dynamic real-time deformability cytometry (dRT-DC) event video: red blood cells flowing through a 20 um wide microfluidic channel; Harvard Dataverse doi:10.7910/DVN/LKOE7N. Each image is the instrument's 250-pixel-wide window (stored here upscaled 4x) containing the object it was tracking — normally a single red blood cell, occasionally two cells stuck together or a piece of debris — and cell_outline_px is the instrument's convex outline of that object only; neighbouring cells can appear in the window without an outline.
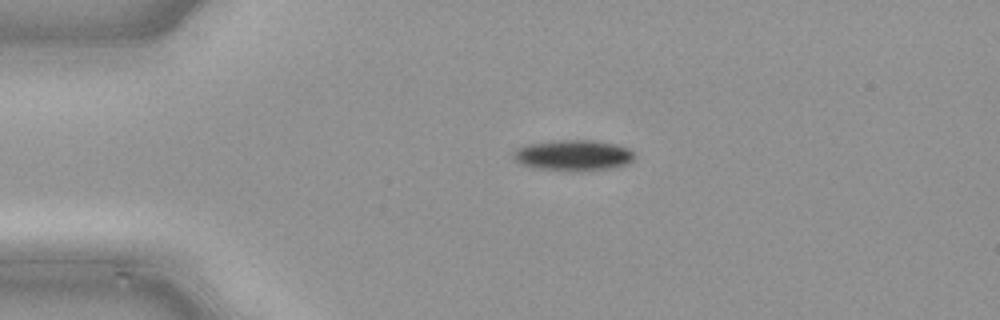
{"species": "common noctule bat (a hibernating species)", "species_latin": "Nyctalus noctula", "temperature_condition": "cold", "stored_images_in_passage": 44, "camera_frame_rate_fps": 3000, "um_per_image_px": 0.085, "animal": {"sex": "male", "body_mass_g": 21.5, "forearm_length_mm": 52.0}, "frame": {"image": 1, "passage_image": 7, "time_ms": 2.0, "image_size_px": [1000, 320], "cell_outline_px": [[632, 160], [628, 164], [616, 168], [588, 172], [572, 172], [532, 168], [520, 164], [512, 156], [512, 152], [528, 144], [552, 140], [592, 140], [612, 144], [628, 148], [632, 152]], "centroid_in_image_um": [48.71, 13.24], "position_along_channel_um": 36.3, "area_um2": 22.2}}
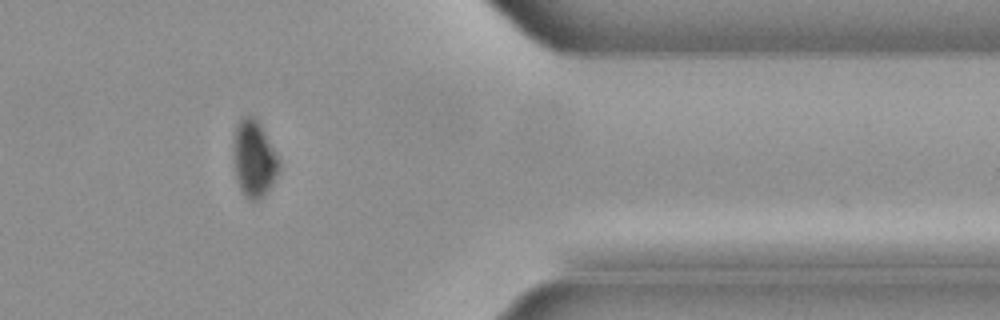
{"frame": {"image": 2, "passage_image": 36, "time_ms": 11.667, "image_size_px": [1000, 320], "cell_outline_px": [[280, 168], [272, 184], [264, 196], [260, 200], [248, 200], [244, 196], [240, 188], [236, 176], [236, 124], [240, 116], [252, 116], [260, 124], [280, 160]], "centroid_in_image_um": [21.64, 13.53], "position_along_channel_um": 389.8, "area_um2": 19.77}}
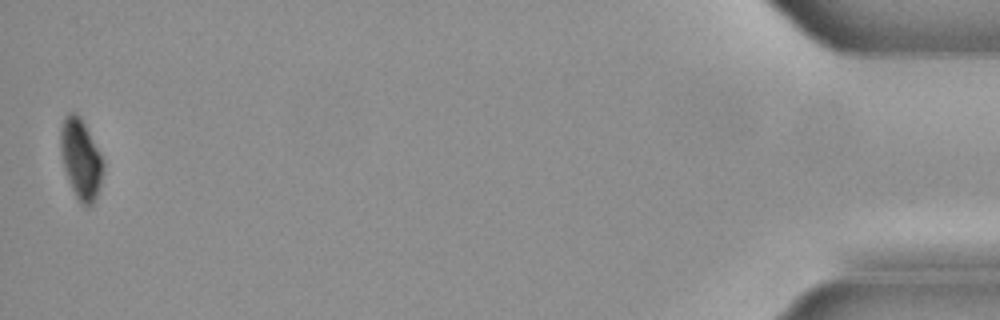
{"frame": {"image": 3, "passage_image": 44, "time_ms": 14.333, "image_size_px": [1000, 320], "cell_outline_px": [[104, 172], [96, 196], [92, 204], [88, 208], [80, 204], [68, 180], [64, 168], [60, 152], [60, 128], [64, 116], [68, 112], [76, 112], [80, 116], [100, 152], [104, 160]], "centroid_in_image_um": [6.86, 13.5], "position_along_channel_um": 428.3, "area_um2": 20.11}}